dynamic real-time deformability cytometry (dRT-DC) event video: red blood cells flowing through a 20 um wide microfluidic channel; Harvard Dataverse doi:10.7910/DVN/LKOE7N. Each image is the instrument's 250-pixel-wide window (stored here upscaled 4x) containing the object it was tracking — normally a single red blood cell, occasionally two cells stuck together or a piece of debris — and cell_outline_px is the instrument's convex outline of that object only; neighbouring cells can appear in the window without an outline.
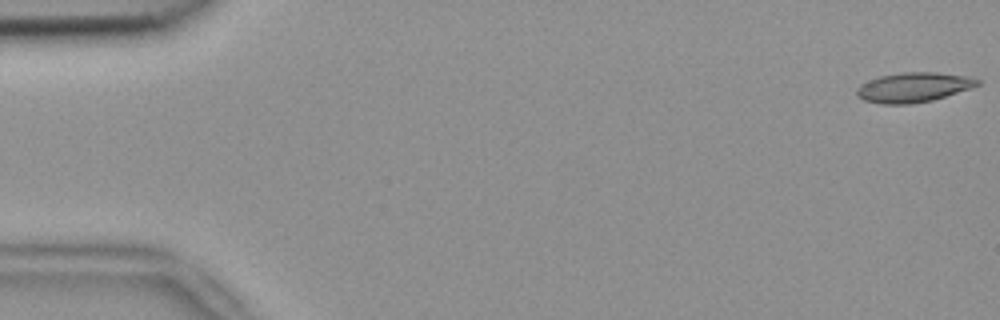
{"species": "common noctule bat (a hibernating species)", "species_latin": "Nyctalus noctula", "temperature_condition": "room temperature", "stored_images_in_passage": 51, "camera_frame_rate_fps": 3000, "um_per_image_px": 0.085, "animal": {"sex": "female", "body_mass_g": 18.4}, "frame": {"image": 1, "passage_image": 1, "time_ms": 0.0, "image_size_px": [1000, 320], "cell_outline_px": [[980, 84], [972, 88], [932, 100], [912, 104], [880, 104], [864, 100], [856, 96], [856, 88], [860, 84], [880, 76], [904, 72], [936, 72], [964, 76], [980, 80]], "centroid_in_image_um": [77.62, 7.43], "position_along_channel_um": 7.4, "area_um2": 20.87}}
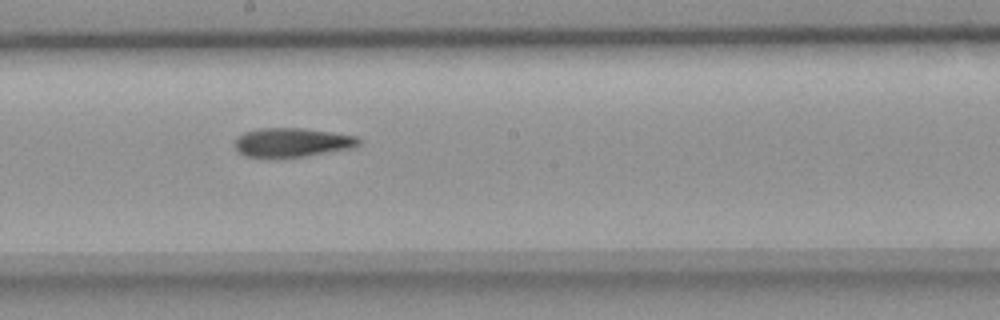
{"frame": {"image": 2, "passage_image": 29, "time_ms": 9.333, "image_size_px": [1000, 320], "cell_outline_px": [[360, 144], [352, 148], [304, 156], [268, 160], [244, 156], [236, 152], [236, 140], [244, 132], [260, 128], [300, 128], [356, 136], [360, 140]], "centroid_in_image_um": [24.75, 12.15], "position_along_channel_um": 223.4, "area_um2": 21.27}}
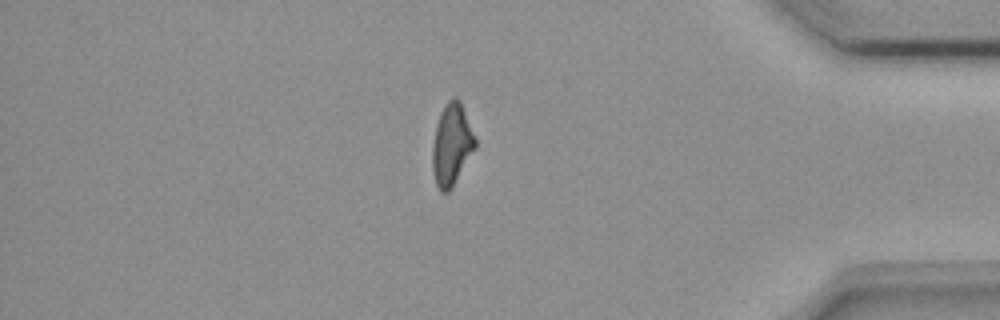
{"frame": {"image": 3, "passage_image": 45, "time_ms": 14.667, "image_size_px": [1000, 320], "cell_outline_px": [[476, 148], [452, 188], [448, 192], [440, 192], [436, 184], [432, 168], [432, 144], [436, 124], [440, 112], [444, 104], [452, 96], [456, 96], [460, 100], [476, 140]], "centroid_in_image_um": [38.38, 12.28], "position_along_channel_um": 396.8, "area_um2": 20.58}, "authors_computed_cell_mechanics": {"area_um2": 21.097, "velocity_mm_per_s": 3.8622, "shape_relaxation_time_tau1_ms": null, "shape_relaxation_time_tau2_ms": 7.463, "deformation_change_tau1": null, "deformation_change_tau2": 0.1913}}